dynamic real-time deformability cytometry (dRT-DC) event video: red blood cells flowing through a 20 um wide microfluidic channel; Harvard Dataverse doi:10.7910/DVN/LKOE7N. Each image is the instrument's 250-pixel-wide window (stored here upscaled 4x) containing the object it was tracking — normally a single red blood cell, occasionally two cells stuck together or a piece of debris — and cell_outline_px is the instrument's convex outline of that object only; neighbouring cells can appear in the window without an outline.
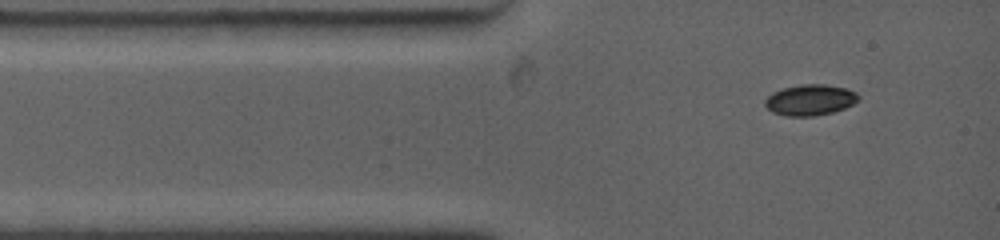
{"species": "common noctule bat (a hibernating species)", "species_latin": "Nyctalus noctula", "temperature_condition": "warm", "stored_images_in_passage": 45, "camera_frame_rate_fps": 4500, "um_per_image_px": 0.085, "animal": {"sex": "female", "body_mass_g": 19.0, "forearm_length_mm": 53.3}, "frame": {"image": 1, "passage_image": 1, "time_ms": 0.0, "image_size_px": [1000, 240], "cell_outline_px": [[860, 100], [844, 108], [832, 112], [812, 116], [788, 116], [772, 112], [764, 104], [764, 100], [772, 92], [784, 88], [800, 84], [824, 84], [844, 88], [856, 92], [860, 96]], "centroid_in_image_um": [68.86, 8.49], "position_along_channel_um": 16.1, "area_um2": 16.76}}
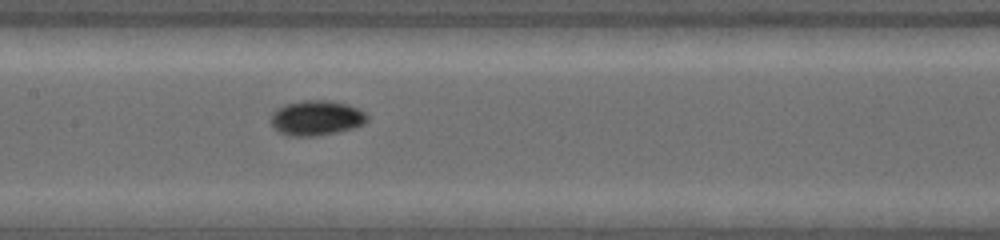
{"frame": {"image": 2, "passage_image": 12, "time_ms": 4.889, "image_size_px": [1000, 240], "cell_outline_px": [[368, 120], [352, 128], [336, 132], [316, 136], [288, 136], [280, 132], [272, 124], [272, 112], [276, 108], [288, 104], [304, 100], [328, 100], [348, 104], [364, 112], [368, 116]], "centroid_in_image_um": [26.89, 10.02], "position_along_channel_um": 180.5, "area_um2": 19.36}}
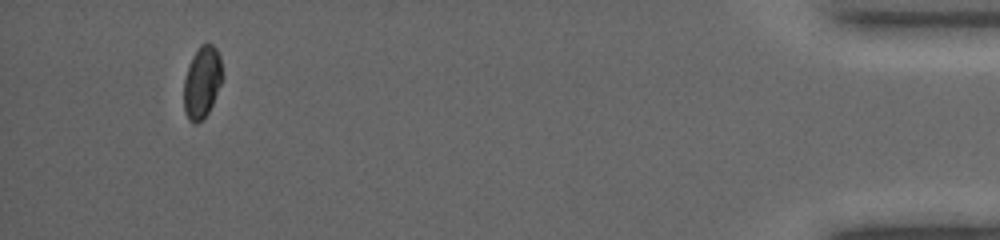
{"frame": {"image": 3, "passage_image": 39, "time_ms": 13.778, "image_size_px": [1000, 240], "cell_outline_px": [[220, 84], [212, 104], [208, 112], [196, 124], [188, 120], [184, 112], [184, 80], [192, 56], [200, 44], [212, 44], [216, 48], [220, 56]], "centroid_in_image_um": [17.14, 6.99], "position_along_channel_um": 418.1, "area_um2": 15.72}, "authors_computed_cell_mechanics": {"area_um2": 16.9354, "velocity_mm_per_s": 3.8307, "shape_relaxation_time_tau1_ms": 2.7658, "shape_relaxation_time_tau2_ms": null, "deformation_change_tau1": 0.093, "deformation_change_tau2": null}}